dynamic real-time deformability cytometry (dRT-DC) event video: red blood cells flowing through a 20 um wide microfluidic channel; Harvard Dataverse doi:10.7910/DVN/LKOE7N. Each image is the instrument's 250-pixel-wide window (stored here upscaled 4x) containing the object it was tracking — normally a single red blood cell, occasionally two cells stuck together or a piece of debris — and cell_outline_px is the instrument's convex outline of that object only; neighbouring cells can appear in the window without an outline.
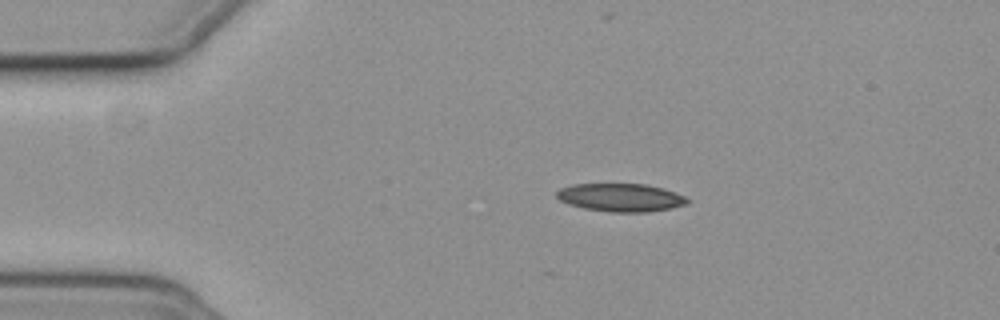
{"species": "common noctule bat (a hibernating species)", "species_latin": "Nyctalus noctula", "temperature_condition": "cold", "stored_images_in_passage": 6, "camera_frame_rate_fps": 3000, "um_per_image_px": 0.085, "animal": {"sex": "female", "body_mass_g": 19.3, "forearm_length_mm": 54.1}, "frame": {"image": 1, "passage_image": 1, "time_ms": 0.0, "image_size_px": [1000, 320], "cell_outline_px": [[692, 200], [688, 204], [672, 208], [648, 212], [612, 212], [584, 208], [568, 204], [560, 200], [556, 196], [556, 192], [560, 188], [572, 184], [644, 184], [664, 188], [676, 192]], "centroid_in_image_um": [52.8, 16.79], "position_along_channel_um": 32.2, "area_um2": 21.56}}